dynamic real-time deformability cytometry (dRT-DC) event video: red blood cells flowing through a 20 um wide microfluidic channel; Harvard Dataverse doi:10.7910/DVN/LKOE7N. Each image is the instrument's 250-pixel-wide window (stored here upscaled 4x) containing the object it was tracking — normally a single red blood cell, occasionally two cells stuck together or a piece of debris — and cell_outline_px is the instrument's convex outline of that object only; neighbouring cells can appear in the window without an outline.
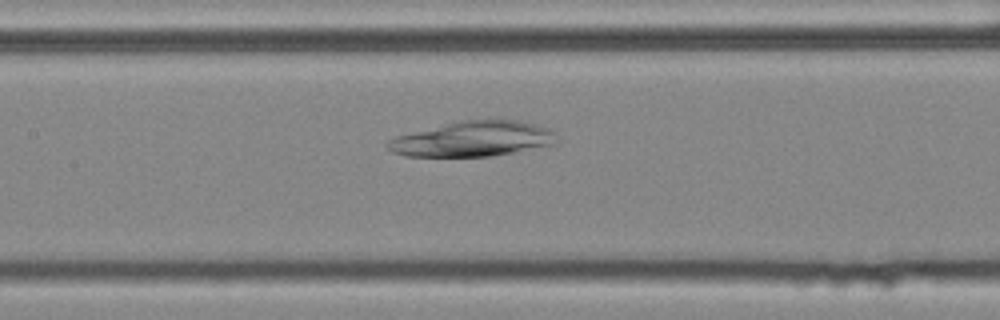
{"species": "common noctule bat (a hibernating species)", "species_latin": "Nyctalus noctula", "temperature_condition": "cold", "stored_images_in_passage": 55, "camera_frame_rate_fps": 3000, "um_per_image_px": 0.085, "animal": {"sex": "female", "body_mass_g": 25.1}, "frame": {"image": 1, "passage_image": 26, "time_ms": 8.333, "image_size_px": [1000, 320], "cell_outline_px": [[564, 140], [556, 144], [492, 156], [404, 156], [392, 152], [384, 144], [388, 140], [396, 136], [460, 120], [520, 120], [536, 124], [548, 128], [556, 132]], "centroid_in_image_um": [40.27, 11.81], "position_along_channel_um": 167.1, "area_um2": 34.97}}
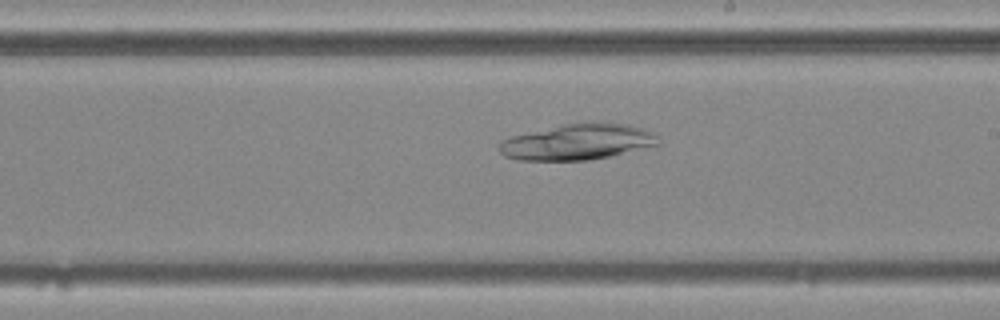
{"frame": {"image": 2, "passage_image": 32, "time_ms": 10.333, "image_size_px": [1000, 320], "cell_outline_px": [[660, 144], [612, 156], [588, 160], [516, 160], [504, 156], [496, 148], [500, 140], [512, 136], [580, 120], [600, 120], [628, 124], [644, 128], [652, 132], [656, 136]], "centroid_in_image_um": [49.09, 12.03], "position_along_channel_um": 239.9, "area_um2": 34.1}}
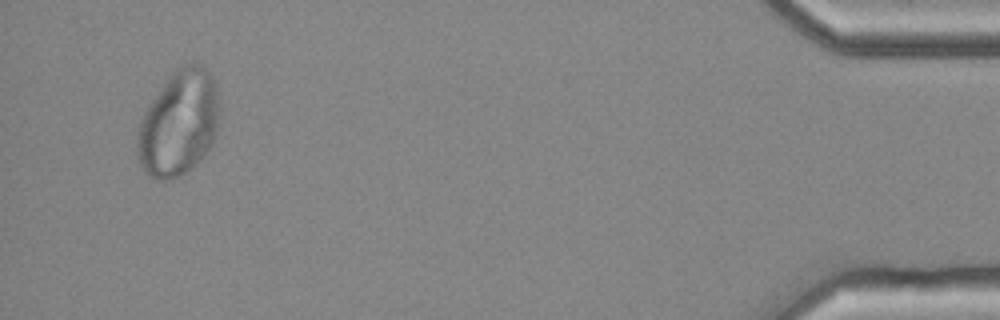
{"frame": {"image": 3, "passage_image": 53, "time_ms": 17.333, "image_size_px": [1000, 320], "cell_outline_px": [[220, 116], [208, 152], [192, 168], [180, 176], [168, 180], [156, 180], [148, 176], [144, 172], [140, 164], [136, 152], [136, 132], [140, 120], [148, 104], [168, 76], [180, 64], [188, 60], [200, 60], [204, 64], [216, 80], [220, 104]], "centroid_in_image_um": [15.2, 10.4], "position_along_channel_um": 420.0, "area_um2": 52.14}}